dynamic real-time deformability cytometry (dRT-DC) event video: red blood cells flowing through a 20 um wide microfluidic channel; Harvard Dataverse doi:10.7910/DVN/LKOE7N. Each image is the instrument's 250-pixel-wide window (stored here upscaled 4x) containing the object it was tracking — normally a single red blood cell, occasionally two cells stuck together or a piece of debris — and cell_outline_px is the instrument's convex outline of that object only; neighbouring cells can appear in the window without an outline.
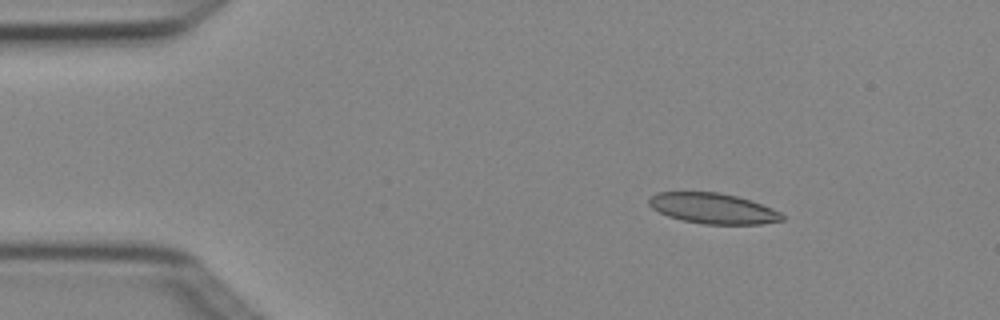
{"species": "Egyptian fruit bat (a non-hibernating species)", "species_latin": "Rousettus aegyptiacus", "temperature_condition": "cold", "stored_images_in_passage": 4, "camera_frame_rate_fps": 3000, "um_per_image_px": 0.085, "animal": {"sex": "female"}, "frame": {"image": 1, "passage_image": 2, "time_ms": 0.333, "image_size_px": [1000, 320], "cell_outline_px": [[784, 220], [760, 224], [704, 224], [684, 220], [668, 216], [652, 208], [648, 204], [648, 200], [656, 192], [720, 192], [752, 200], [772, 208], [780, 212], [784, 216]], "centroid_in_image_um": [60.62, 17.71], "position_along_channel_um": 24.4, "area_um2": 23.64}}
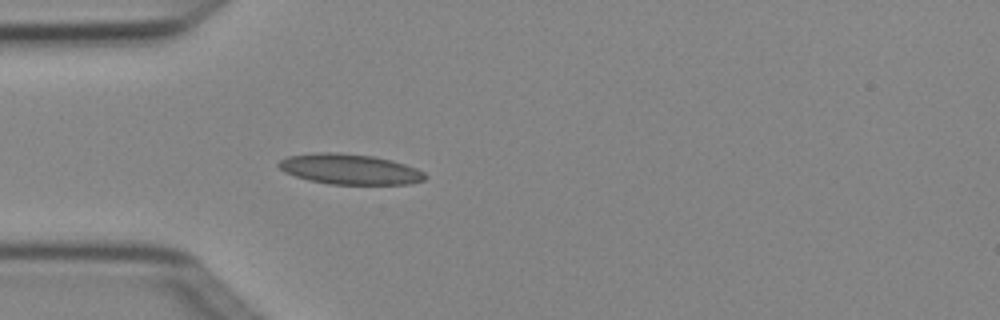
{"frame": {"image": 2, "passage_image": 4, "time_ms": 1.0, "image_size_px": [1000, 320], "cell_outline_px": [[428, 176], [424, 180], [408, 184], [328, 184], [308, 180], [284, 172], [276, 164], [280, 160], [288, 156], [316, 152], [340, 152], [372, 156], [392, 160], [416, 168], [424, 172]], "centroid_in_image_um": [29.71, 14.37], "position_along_channel_um": 55.3, "area_um2": 26.01}}